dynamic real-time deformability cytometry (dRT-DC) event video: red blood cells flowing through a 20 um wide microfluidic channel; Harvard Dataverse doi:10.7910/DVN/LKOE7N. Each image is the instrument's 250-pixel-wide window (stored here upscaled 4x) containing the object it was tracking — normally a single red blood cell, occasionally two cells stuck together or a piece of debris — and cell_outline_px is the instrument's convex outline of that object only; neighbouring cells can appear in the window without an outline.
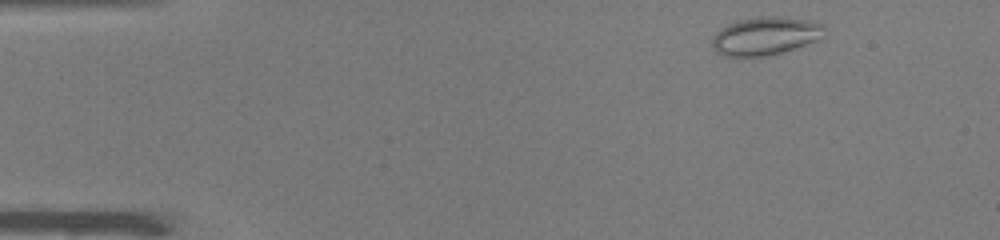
{"species": "common noctule bat (a hibernating species)", "species_latin": "Nyctalus noctula", "temperature_condition": "warm", "stored_images_in_passage": 10, "camera_frame_rate_fps": 3000, "um_per_image_px": 0.085, "animal": {"sex": "male", "body_mass_g": 19.0, "forearm_length_mm": 50.8}, "frame": {"image": 1, "passage_image": 1, "time_ms": 0.0, "image_size_px": [1000, 240], "cell_outline_px": [[828, 28], [816, 40], [768, 56], [720, 56], [712, 48], [712, 36], [720, 28], [728, 24], [740, 20], [756, 16], [776, 16], [816, 20], [824, 24]], "centroid_in_image_um": [65.04, 3.03], "position_along_channel_um": 20.0, "area_um2": 25.14}}